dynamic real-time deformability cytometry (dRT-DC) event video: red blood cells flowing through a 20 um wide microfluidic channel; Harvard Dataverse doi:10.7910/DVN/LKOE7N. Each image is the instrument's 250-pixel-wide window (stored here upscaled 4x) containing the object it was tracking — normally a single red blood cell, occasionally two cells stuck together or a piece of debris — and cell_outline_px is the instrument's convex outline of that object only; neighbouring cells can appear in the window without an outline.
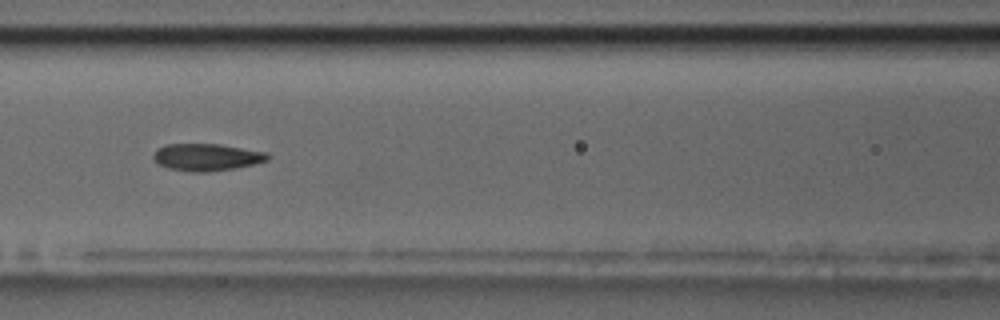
{"species": "common noctule bat (a hibernating species)", "species_latin": "Nyctalus noctula", "temperature_condition": "room temperature", "stored_images_in_passage": 6, "camera_frame_rate_fps": 3000, "um_per_image_px": 0.085, "animal": {"sex": "male", "body_mass_g": 17.5, "forearm_length_mm": 52.3}, "frame": {"image": 1, "passage_image": 3, "time_ms": 0.667, "image_size_px": [1000, 320], "cell_outline_px": [[268, 160], [236, 168], [208, 172], [192, 172], [168, 168], [160, 164], [152, 156], [156, 148], [164, 144], [220, 144], [268, 152]], "centroid_in_image_um": [17.55, 13.35], "position_along_channel_um": 149.0, "area_um2": 18.09}}
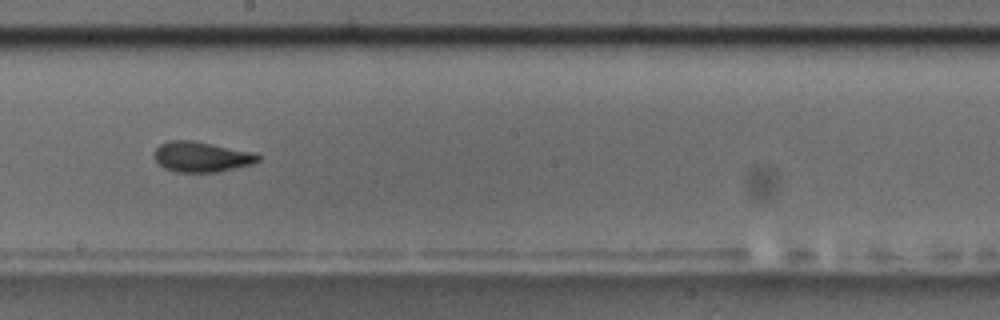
{"frame": {"image": 2, "passage_image": 5, "time_ms": 1.333, "image_size_px": [1000, 320], "cell_outline_px": [[260, 160], [252, 164], [216, 172], [176, 172], [164, 168], [152, 156], [152, 152], [160, 144], [168, 140], [192, 140], [252, 152], [260, 156]], "centroid_in_image_um": [17.07, 13.32], "position_along_channel_um": 231.1, "area_um2": 18.32}}
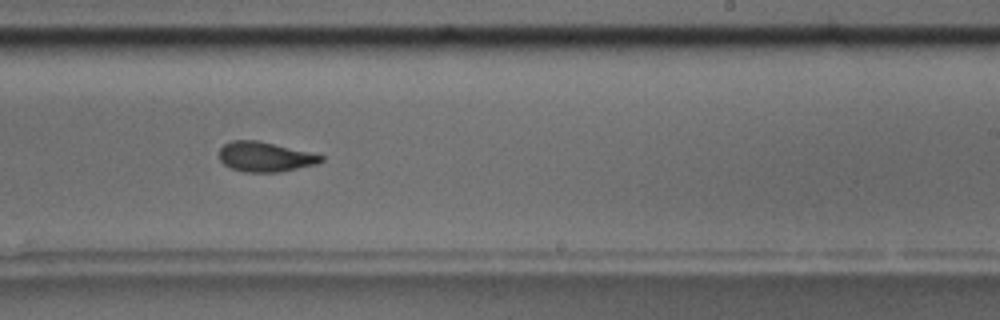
{"frame": {"image": 3, "passage_image": 6, "time_ms": 1.667, "image_size_px": [1000, 320], "cell_outline_px": [[324, 160], [316, 164], [280, 172], [244, 172], [232, 168], [224, 164], [220, 160], [220, 148], [224, 144], [232, 140], [256, 140], [308, 152], [324, 156]], "centroid_in_image_um": [22.51, 13.33], "position_along_channel_um": 266.5, "area_um2": 17.46}}